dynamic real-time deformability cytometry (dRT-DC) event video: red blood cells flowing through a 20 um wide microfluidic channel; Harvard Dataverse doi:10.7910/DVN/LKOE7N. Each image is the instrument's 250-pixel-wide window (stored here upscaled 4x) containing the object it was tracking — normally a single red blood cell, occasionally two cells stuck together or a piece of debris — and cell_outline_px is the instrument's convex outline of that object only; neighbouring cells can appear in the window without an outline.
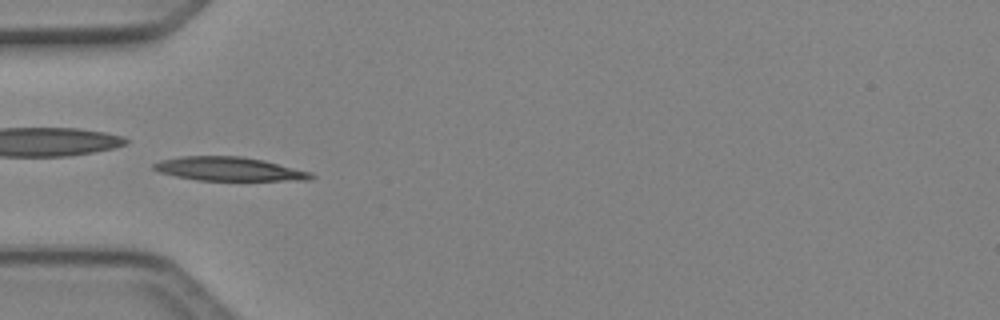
{"species": "Egyptian fruit bat (a non-hibernating species)", "species_latin": "Rousettus aegyptiacus", "temperature_condition": "cold", "stored_images_in_passage": 42, "camera_frame_rate_fps": 3000, "um_per_image_px": 0.085, "animal": {"sex": "female"}, "frame": {"image": 1, "passage_image": 8, "time_ms": 2.333, "image_size_px": [1000, 320], "cell_outline_px": [[316, 176], [308, 180], [196, 180], [176, 176], [160, 172], [152, 168], [152, 164], [160, 160], [180, 156], [240, 156], [264, 160], [312, 172]], "centroid_in_image_um": [19.46, 14.35], "position_along_channel_um": 65.5, "area_um2": 21.79}}
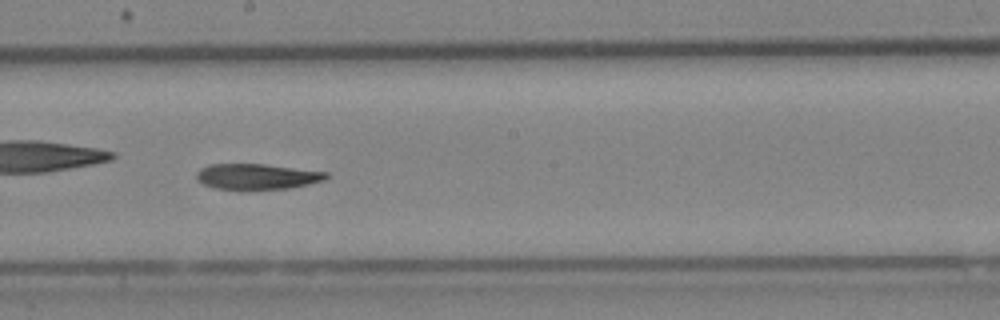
{"frame": {"image": 2, "passage_image": 20, "time_ms": 6.333, "image_size_px": [1000, 320], "cell_outline_px": [[328, 176], [324, 180], [308, 184], [288, 188], [216, 188], [204, 184], [196, 180], [196, 172], [200, 168], [208, 164], [264, 164], [328, 172]], "centroid_in_image_um": [21.81, 14.98], "position_along_channel_um": 226.4, "area_um2": 18.96}}
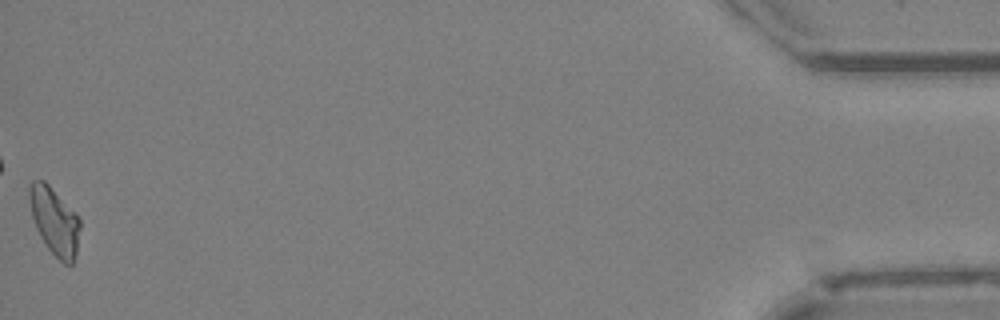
{"frame": {"image": 3, "passage_image": 42, "time_ms": 13.667, "image_size_px": [1000, 320], "cell_outline_px": [[80, 228], [76, 252], [72, 264], [64, 264], [48, 248], [40, 236], [36, 228], [32, 216], [28, 196], [28, 188], [32, 180], [44, 180], [76, 212], [80, 220]], "centroid_in_image_um": [4.63, 18.76], "position_along_channel_um": 430.6, "area_um2": 19.83}}